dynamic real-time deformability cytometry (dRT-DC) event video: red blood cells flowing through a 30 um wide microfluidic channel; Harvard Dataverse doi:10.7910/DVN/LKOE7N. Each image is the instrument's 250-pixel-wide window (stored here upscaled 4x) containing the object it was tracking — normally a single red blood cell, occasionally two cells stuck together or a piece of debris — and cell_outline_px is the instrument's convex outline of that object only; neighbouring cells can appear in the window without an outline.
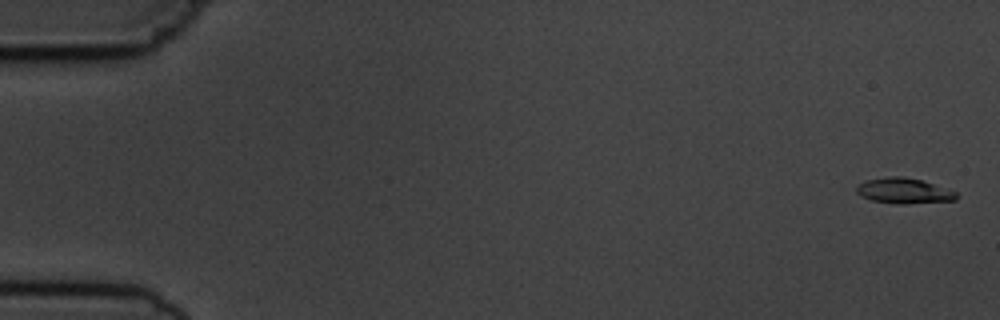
{"species": "common noctule bat (a hibernating species)", "species_latin": "Nyctalus noctula", "temperature_condition": "cold", "stored_images_in_passage": 3, "camera_frame_rate_fps": 3000, "um_per_image_px": 0.085, "animal": {"sex": "male", "body_mass_g": 19.5, "forearm_length_mm": 54.6}, "frame": {"image": 1, "passage_image": 1, "time_ms": 0.0, "image_size_px": [1000, 320], "cell_outline_px": [[960, 196], [956, 200], [904, 204], [900, 204], [872, 200], [860, 196], [856, 192], [856, 188], [860, 184], [868, 180], [888, 176], [904, 176], [920, 180], [956, 192]], "centroid_in_image_um": [76.83, 16.22], "position_along_channel_um": 8.2, "area_um2": 14.62}}